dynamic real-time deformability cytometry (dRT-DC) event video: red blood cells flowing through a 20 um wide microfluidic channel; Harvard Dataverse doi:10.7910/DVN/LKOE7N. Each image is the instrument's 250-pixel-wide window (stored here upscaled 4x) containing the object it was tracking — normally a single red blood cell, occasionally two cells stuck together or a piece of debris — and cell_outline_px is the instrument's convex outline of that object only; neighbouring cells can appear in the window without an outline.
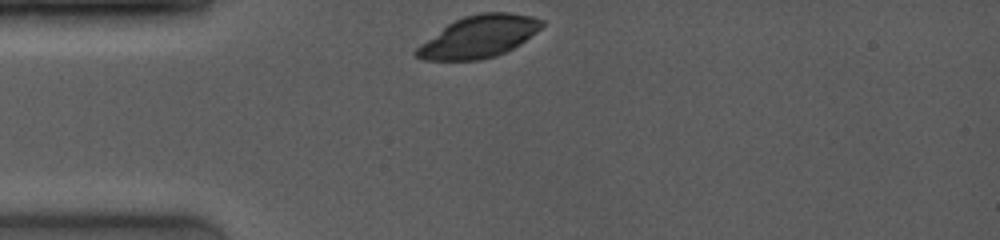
{"species": "common noctule bat (a hibernating species)", "species_latin": "Nyctalus noctula", "temperature_condition": "room temperature", "stored_images_in_passage": 5, "camera_frame_rate_fps": 4000, "um_per_image_px": 0.085, "animal": {"sex": "female", "body_mass_g": 19.0, "forearm_length_mm": 53.3}, "frame": {"image": 1, "passage_image": 1, "time_ms": 0.0, "image_size_px": [1000, 240], "cell_outline_px": [[544, 24], [536, 32], [520, 44], [496, 56], [480, 60], [424, 60], [412, 56], [412, 52], [420, 44], [448, 24], [464, 16], [480, 12], [508, 12], [532, 16], [544, 20]], "centroid_in_image_um": [40.68, 3.12], "position_along_channel_um": 44.3, "area_um2": 30.69}}